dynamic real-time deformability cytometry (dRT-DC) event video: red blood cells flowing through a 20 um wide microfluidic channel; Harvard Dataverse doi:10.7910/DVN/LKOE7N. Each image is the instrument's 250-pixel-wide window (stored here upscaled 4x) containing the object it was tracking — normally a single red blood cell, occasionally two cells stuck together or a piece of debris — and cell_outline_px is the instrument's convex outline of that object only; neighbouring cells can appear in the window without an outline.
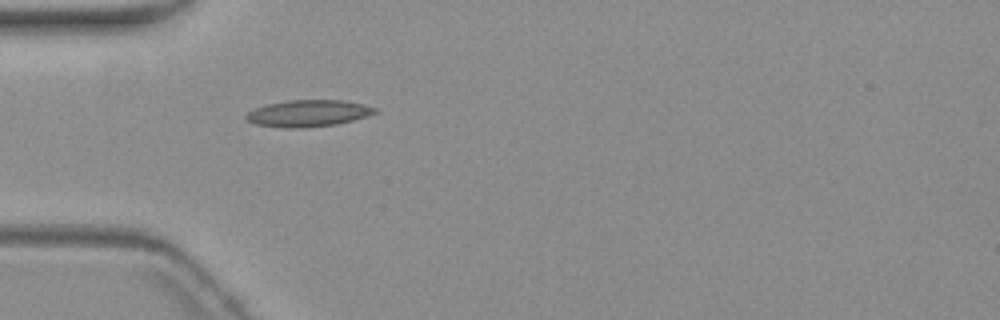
{"species": "common noctule bat (a hibernating species)", "species_latin": "Nyctalus noctula", "temperature_condition": "warm", "stored_images_in_passage": 1, "camera_frame_rate_fps": 3000, "um_per_image_px": 0.085, "animal": {"sex": "female", "body_mass_g": 19.3, "forearm_length_mm": 54.1}, "frame": {"image": 1, "passage_image": 1, "time_ms": 0.0, "image_size_px": [1000, 320], "cell_outline_px": [[376, 112], [368, 116], [336, 124], [304, 128], [284, 128], [256, 124], [248, 120], [244, 116], [248, 112], [256, 108], [268, 104], [288, 100], [344, 100], [376, 108]], "centroid_in_image_um": [26.18, 9.63], "position_along_channel_um": 58.8, "area_um2": 19.83}}